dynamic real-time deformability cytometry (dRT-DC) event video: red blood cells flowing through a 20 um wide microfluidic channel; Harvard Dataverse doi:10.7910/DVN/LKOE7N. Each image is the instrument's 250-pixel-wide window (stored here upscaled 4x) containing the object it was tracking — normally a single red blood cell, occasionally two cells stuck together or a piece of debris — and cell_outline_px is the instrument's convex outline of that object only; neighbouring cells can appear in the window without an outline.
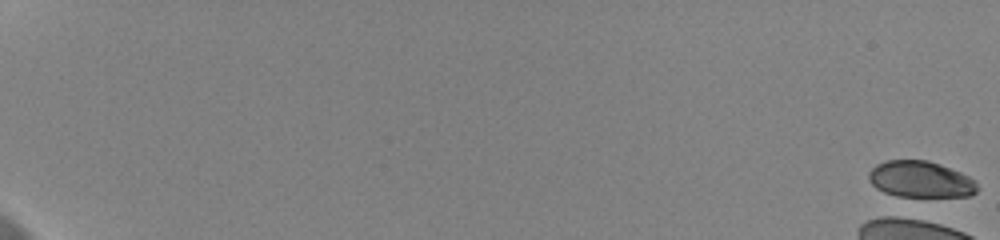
{"species": "human", "species_latin": "Homo sapiens", "temperature_condition": "cold", "stored_images_in_passage": 3, "camera_frame_rate_fps": 3000, "um_per_image_px": 0.085, "donor": {"sex": "female"}, "frame": {"image": 1, "passage_image": 1, "time_ms": 0.0, "image_size_px": [1000, 240], "cell_outline_px": [[976, 192], [968, 196], [896, 196], [884, 192], [876, 188], [868, 180], [868, 172], [876, 164], [884, 160], [928, 160], [940, 164], [960, 172], [976, 180]], "centroid_in_image_um": [78.2, 15.23], "position_along_channel_um": 6.8, "area_um2": 23.0}}